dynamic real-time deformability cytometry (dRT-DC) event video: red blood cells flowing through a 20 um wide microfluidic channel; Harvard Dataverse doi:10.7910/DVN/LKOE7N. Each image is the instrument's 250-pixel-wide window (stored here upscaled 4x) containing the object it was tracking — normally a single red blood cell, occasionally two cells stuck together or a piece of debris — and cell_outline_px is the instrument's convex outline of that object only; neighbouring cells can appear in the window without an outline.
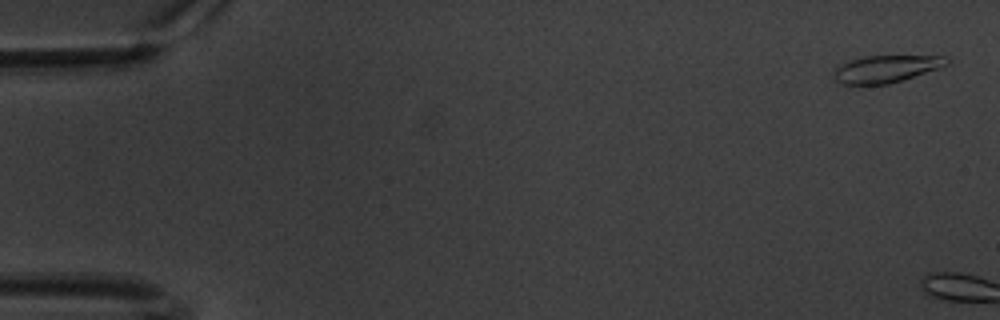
{"species": "common noctule bat (a hibernating species)", "species_latin": "Nyctalus noctula", "temperature_condition": "warm", "stored_images_in_passage": 4, "camera_frame_rate_fps": 3000, "um_per_image_px": 0.085, "animal": {"sex": "male", "body_mass_g": 20.1, "forearm_length_mm": 53.5}, "frame": {"image": 1, "passage_image": 2, "time_ms": 0.333, "image_size_px": [1000, 320], "cell_outline_px": [[948, 64], [940, 68], [888, 84], [840, 84], [832, 76], [832, 72], [840, 64], [848, 60], [864, 56], [944, 56], [948, 60]], "centroid_in_image_um": [75.26, 5.85], "position_along_channel_um": 9.7, "area_um2": 17.86}}